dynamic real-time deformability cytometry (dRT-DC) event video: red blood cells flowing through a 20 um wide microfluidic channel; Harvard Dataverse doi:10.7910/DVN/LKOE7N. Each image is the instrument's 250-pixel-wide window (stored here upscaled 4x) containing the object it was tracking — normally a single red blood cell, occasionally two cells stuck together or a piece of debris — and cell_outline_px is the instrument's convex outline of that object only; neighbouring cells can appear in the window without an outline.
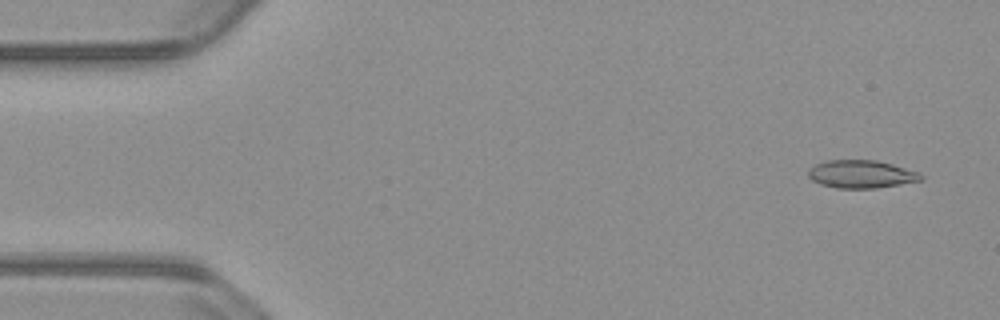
{"species": "common noctule bat (a hibernating species)", "species_latin": "Nyctalus noctula", "temperature_condition": "warm", "stored_images_in_passage": 54, "camera_frame_rate_fps": 3000, "um_per_image_px": 0.085, "animal": {"sex": "male", "body_mass_g": 23.1, "forearm_length_mm": 52.7}, "frame": {"image": 1, "passage_image": 3, "time_ms": 0.667, "image_size_px": [1000, 320], "cell_outline_px": [[924, 180], [876, 188], [836, 188], [820, 184], [812, 180], [808, 176], [808, 168], [816, 164], [828, 160], [876, 160], [892, 164], [920, 172], [924, 176]], "centroid_in_image_um": [73.22, 14.8], "position_along_channel_um": 11.8, "area_um2": 18.44}}
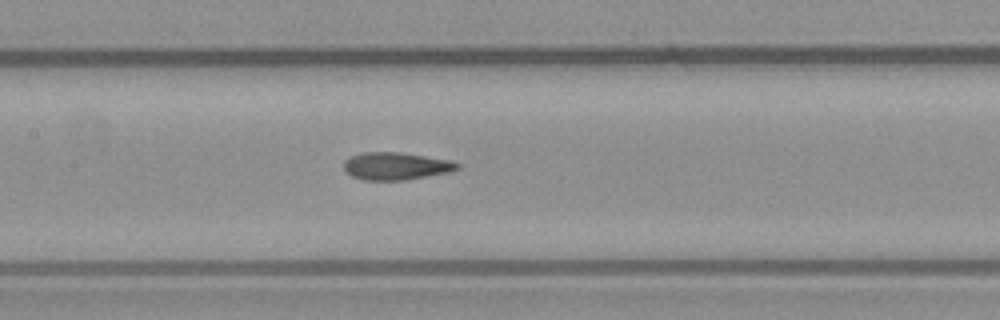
{"frame": {"image": 2, "passage_image": 25, "time_ms": 8.0, "image_size_px": [1000, 320], "cell_outline_px": [[460, 168], [448, 172], [404, 180], [364, 180], [352, 176], [344, 168], [344, 160], [348, 156], [364, 152], [400, 152], [452, 160], [460, 164]], "centroid_in_image_um": [33.65, 14.1], "position_along_channel_um": 173.8, "area_um2": 18.21}}
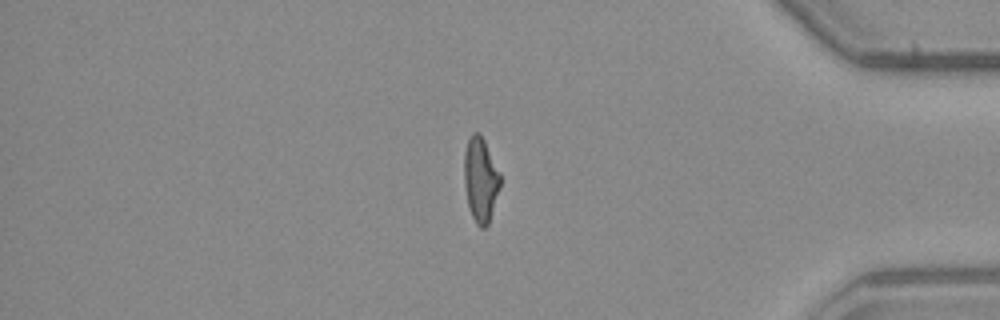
{"frame": {"image": 3, "passage_image": 45, "time_ms": 14.667, "image_size_px": [1000, 320], "cell_outline_px": [[500, 188], [488, 224], [484, 228], [480, 228], [476, 224], [472, 216], [468, 204], [464, 184], [464, 152], [468, 140], [472, 132], [480, 132], [500, 172]], "centroid_in_image_um": [40.84, 15.25], "position_along_channel_um": 394.4, "area_um2": 17.8}, "authors_computed_cell_mechanics": {"area_um2": 18.3804, "velocity_mm_per_s": 3.8156, "shape_relaxation_time_tau1_ms": 6.4235, "shape_relaxation_time_tau2_ms": 1.6666, "deformation_change_tau1": 0.1979, "deformation_change_tau2": 0.0923}}